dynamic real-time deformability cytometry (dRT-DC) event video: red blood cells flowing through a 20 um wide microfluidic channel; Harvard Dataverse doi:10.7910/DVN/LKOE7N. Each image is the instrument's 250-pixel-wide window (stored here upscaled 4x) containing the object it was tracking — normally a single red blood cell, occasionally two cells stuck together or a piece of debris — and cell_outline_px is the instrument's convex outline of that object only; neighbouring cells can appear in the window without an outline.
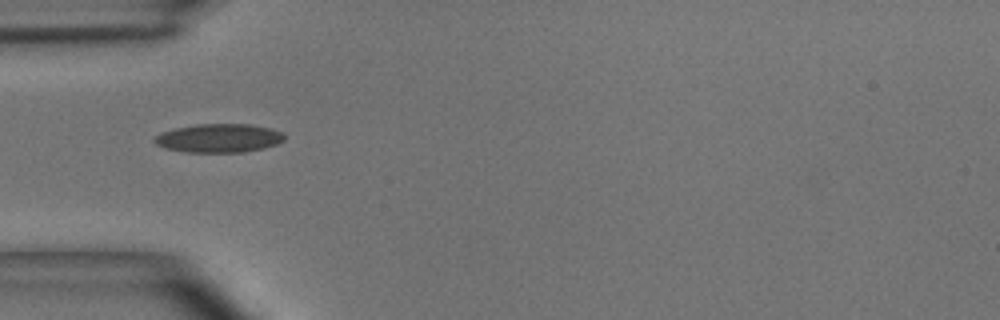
{"species": "common noctule bat (a hibernating species)", "species_latin": "Nyctalus noctula", "temperature_condition": "room temperature", "stored_images_in_passage": 23, "camera_frame_rate_fps": 3000, "um_per_image_px": 0.085, "animal": {"sex": "male", "body_mass_g": 15.6}, "frame": {"image": 1, "passage_image": 1, "time_ms": 0.0, "image_size_px": [1000, 320], "cell_outline_px": [[284, 140], [276, 144], [264, 148], [244, 152], [188, 152], [164, 148], [156, 144], [152, 140], [160, 132], [176, 128], [196, 124], [248, 124], [272, 128], [280, 132], [284, 136]], "centroid_in_image_um": [18.59, 11.74], "position_along_channel_um": 66.4, "area_um2": 21.68}}
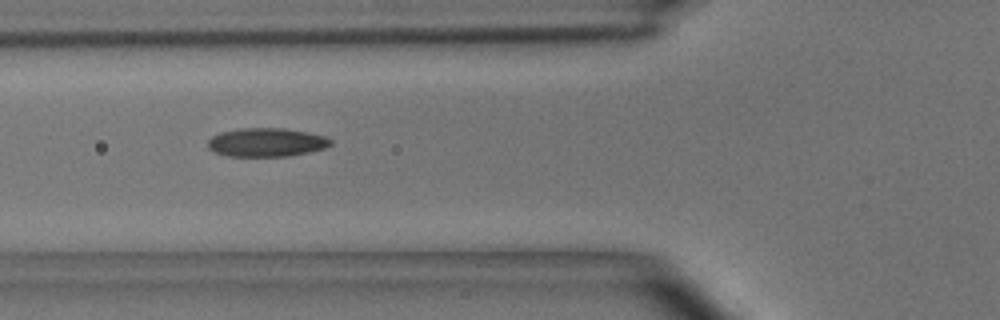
{"frame": {"image": 2, "passage_image": 4, "time_ms": 1.0, "image_size_px": [1000, 320], "cell_outline_px": [[332, 144], [324, 148], [308, 152], [288, 156], [228, 156], [212, 152], [208, 148], [208, 140], [212, 136], [220, 132], [240, 128], [284, 128], [308, 132], [328, 136], [332, 140]], "centroid_in_image_um": [22.65, 12.09], "position_along_channel_um": 103.2, "area_um2": 20.69}}